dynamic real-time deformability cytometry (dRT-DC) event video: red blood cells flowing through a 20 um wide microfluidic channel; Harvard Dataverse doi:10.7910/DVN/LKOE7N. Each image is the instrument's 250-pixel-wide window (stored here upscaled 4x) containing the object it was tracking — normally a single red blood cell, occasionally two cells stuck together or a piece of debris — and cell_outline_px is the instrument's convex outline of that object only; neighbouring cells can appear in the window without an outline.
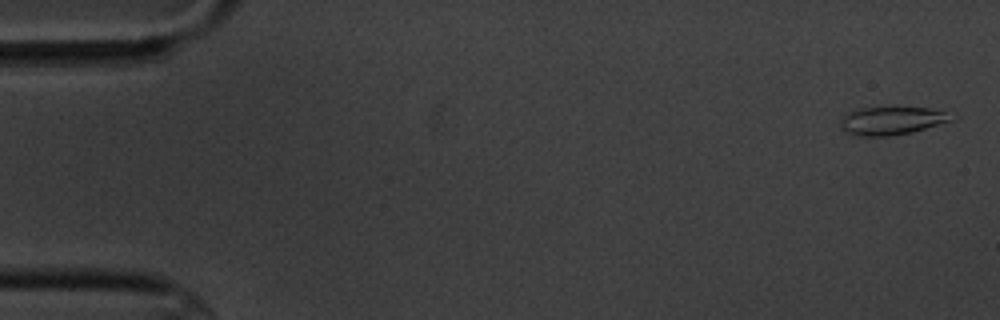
{"species": "common noctule bat (a hibernating species)", "species_latin": "Nyctalus noctula", "temperature_condition": "cold", "stored_images_in_passage": 6, "camera_frame_rate_fps": 3000, "um_per_image_px": 0.085, "animal": {"sex": "male", "body_mass_g": 20.1, "forearm_length_mm": 53.5}, "frame": {"image": 1, "passage_image": 1, "time_ms": 0.0, "image_size_px": [1000, 320], "cell_outline_px": [[956, 116], [948, 120], [912, 132], [888, 136], [860, 136], [844, 132], [840, 128], [840, 120], [848, 112], [860, 108], [928, 108], [944, 112]], "centroid_in_image_um": [75.69, 10.27], "position_along_channel_um": 9.3, "area_um2": 17.69}}
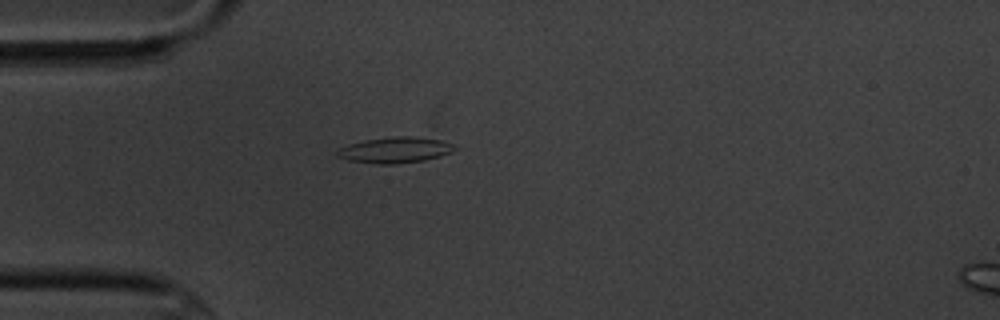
{"frame": {"image": 2, "passage_image": 5, "time_ms": 4.667, "image_size_px": [1000, 320], "cell_outline_px": [[456, 148], [452, 152], [440, 156], [424, 160], [392, 164], [376, 164], [348, 160], [336, 156], [336, 148], [348, 144], [368, 140], [396, 136], [416, 136], [440, 140], [456, 144]], "centroid_in_image_um": [33.58, 12.75], "position_along_channel_um": 51.4, "area_um2": 17.74}}